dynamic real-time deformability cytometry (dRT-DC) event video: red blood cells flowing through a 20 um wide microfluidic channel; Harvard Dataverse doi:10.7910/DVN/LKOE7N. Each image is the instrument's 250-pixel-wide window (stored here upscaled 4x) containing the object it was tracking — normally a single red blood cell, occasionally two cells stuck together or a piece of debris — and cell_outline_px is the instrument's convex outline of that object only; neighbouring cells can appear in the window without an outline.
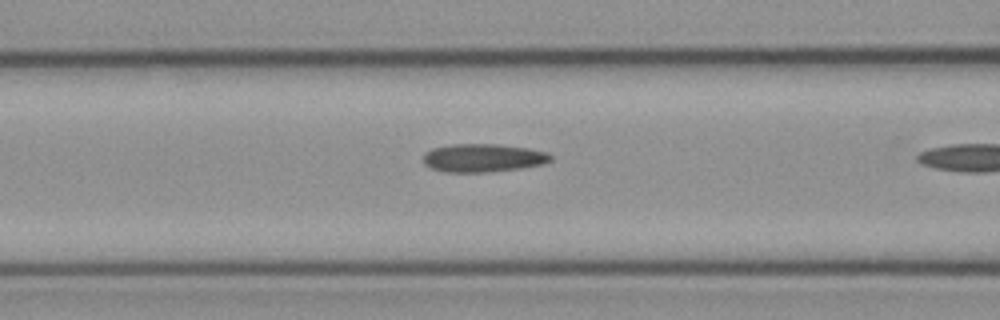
{"species": "common noctule bat (a hibernating species)", "species_latin": "Nyctalus noctula", "temperature_condition": "cold", "stored_images_in_passage": 10, "camera_frame_rate_fps": 3000, "um_per_image_px": 0.085, "animal": {"sex": "female", "body_mass_g": 21.9}, "frame": {"image": 1, "passage_image": 9, "time_ms": 2.667, "image_size_px": [1000, 320], "cell_outline_px": [[552, 160], [544, 164], [520, 168], [488, 172], [444, 172], [432, 168], [424, 164], [424, 152], [432, 148], [452, 144], [496, 144], [528, 148], [548, 152], [552, 156]], "centroid_in_image_um": [41.07, 13.42], "position_along_channel_um": 125.5, "area_um2": 21.04}}